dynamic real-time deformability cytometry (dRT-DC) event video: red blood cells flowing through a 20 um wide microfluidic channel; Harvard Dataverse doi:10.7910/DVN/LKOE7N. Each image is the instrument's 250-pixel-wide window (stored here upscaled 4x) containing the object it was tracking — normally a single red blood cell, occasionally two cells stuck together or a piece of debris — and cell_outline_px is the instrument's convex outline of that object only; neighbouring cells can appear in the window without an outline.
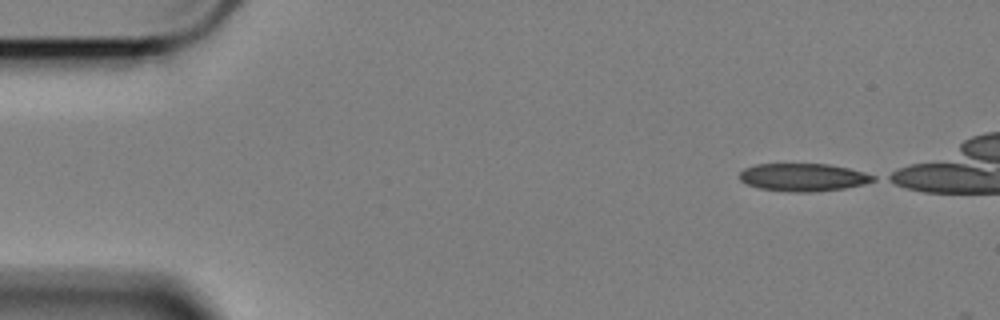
{"species": "Egyptian fruit bat (a non-hibernating species)", "species_latin": "Rousettus aegyptiacus", "temperature_condition": "cold", "stored_images_in_passage": 9, "camera_frame_rate_fps": 3000, "um_per_image_px": 0.085, "animal": {"sex": "female"}, "frame": {"image": 1, "passage_image": 1, "time_ms": 0.0, "image_size_px": [1000, 320], "cell_outline_px": [[876, 180], [864, 184], [844, 188], [812, 192], [796, 192], [760, 188], [748, 184], [740, 180], [740, 172], [744, 168], [756, 164], [828, 164], [848, 168], [864, 172], [876, 176]], "centroid_in_image_um": [68.29, 15.06], "position_along_channel_um": 16.7, "area_um2": 21.5}}